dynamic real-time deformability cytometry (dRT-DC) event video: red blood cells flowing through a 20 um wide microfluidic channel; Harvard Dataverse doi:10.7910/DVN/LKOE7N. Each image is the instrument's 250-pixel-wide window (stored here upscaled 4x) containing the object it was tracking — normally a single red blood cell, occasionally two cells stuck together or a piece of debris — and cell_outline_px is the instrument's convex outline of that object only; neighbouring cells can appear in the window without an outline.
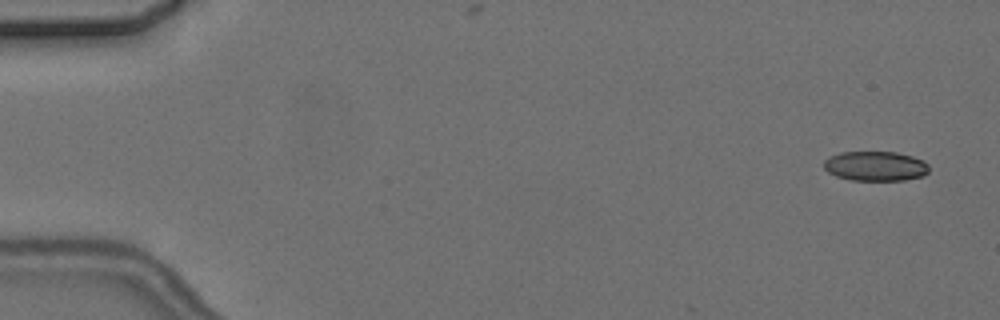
{"species": "common noctule bat (a hibernating species)", "species_latin": "Nyctalus noctula", "temperature_condition": "cold", "stored_images_in_passage": 5, "camera_frame_rate_fps": 3000, "um_per_image_px": 0.085, "animal": {"sex": "female", "body_mass_g": 24.6, "forearm_length_mm": 56.2}, "frame": {"image": 1, "passage_image": 1, "time_ms": 0.0, "image_size_px": [1000, 320], "cell_outline_px": [[928, 172], [924, 176], [904, 180], [852, 180], [836, 176], [828, 172], [824, 168], [824, 160], [828, 156], [840, 152], [896, 152], [912, 156], [924, 160], [928, 164]], "centroid_in_image_um": [74.41, 14.11], "position_along_channel_um": 10.6, "area_um2": 18.32}}